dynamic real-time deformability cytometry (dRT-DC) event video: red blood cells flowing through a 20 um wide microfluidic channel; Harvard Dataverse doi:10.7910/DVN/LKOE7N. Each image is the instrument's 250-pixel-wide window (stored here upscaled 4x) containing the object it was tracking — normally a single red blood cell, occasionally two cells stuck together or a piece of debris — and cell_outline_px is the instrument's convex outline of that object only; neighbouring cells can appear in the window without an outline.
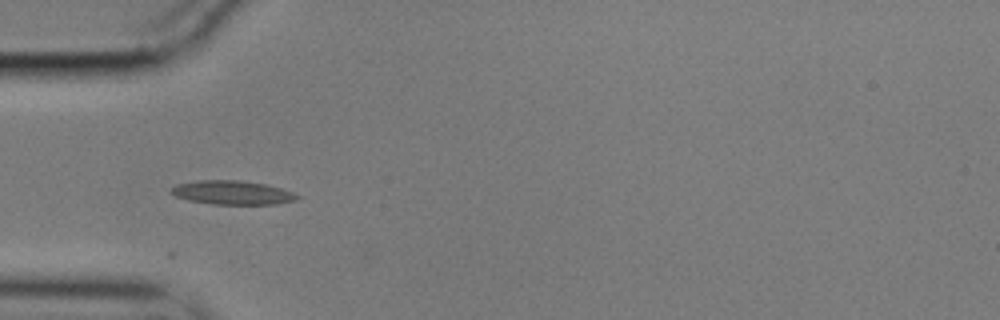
{"species": "common noctule bat (a hibernating species)", "species_latin": "Nyctalus noctula", "temperature_condition": "cold", "stored_images_in_passage": 8, "camera_frame_rate_fps": 3000, "um_per_image_px": 0.085, "animal": {"sex": "male", "body_mass_g": 17.9}, "frame": {"image": 1, "passage_image": 1, "time_ms": 0.0, "image_size_px": [1000, 320], "cell_outline_px": [[300, 196], [296, 200], [276, 204], [212, 204], [188, 200], [176, 196], [168, 192], [176, 184], [200, 180], [236, 180], [268, 184], [292, 192]], "centroid_in_image_um": [19.73, 16.37], "position_along_channel_um": 65.3, "area_um2": 17.51}}
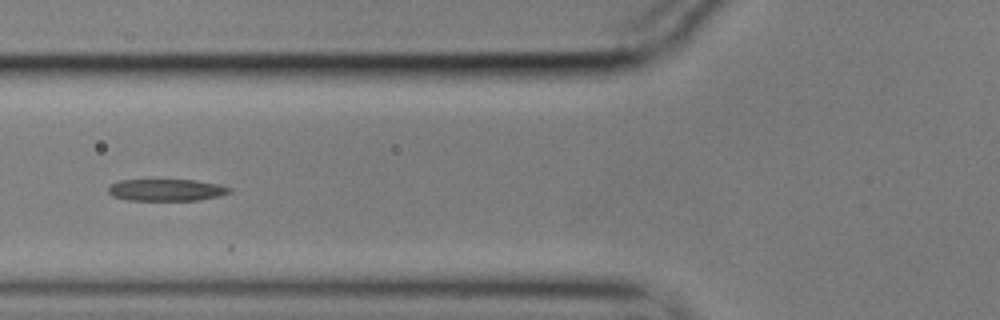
{"frame": {"image": 2, "passage_image": 5, "time_ms": 1.333, "image_size_px": [1000, 320], "cell_outline_px": [[232, 192], [220, 196], [200, 200], [128, 200], [112, 196], [108, 192], [108, 188], [112, 184], [120, 180], [196, 180], [220, 184], [232, 188]], "centroid_in_image_um": [14.2, 16.15], "position_along_channel_um": 111.6, "area_um2": 15.55}}